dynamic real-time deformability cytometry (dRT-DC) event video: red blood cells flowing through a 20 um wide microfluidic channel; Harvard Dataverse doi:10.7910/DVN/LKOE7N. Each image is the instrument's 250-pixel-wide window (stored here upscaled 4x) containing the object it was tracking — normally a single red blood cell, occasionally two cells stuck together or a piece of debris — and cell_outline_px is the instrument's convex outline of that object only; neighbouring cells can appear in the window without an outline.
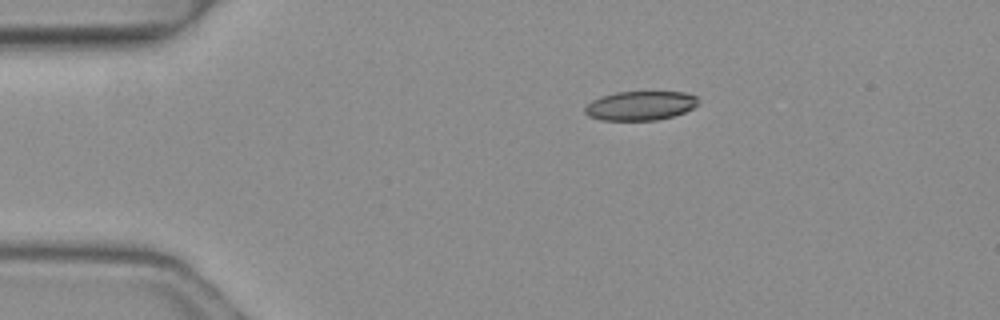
{"species": "common noctule bat (a hibernating species)", "species_latin": "Nyctalus noctula", "temperature_condition": "warm", "stored_images_in_passage": 4, "camera_frame_rate_fps": 3000, "um_per_image_px": 0.085, "animal": {"sex": "female", "body_mass_g": 19.3, "forearm_length_mm": 54.1}, "frame": {"image": 1, "passage_image": 1, "time_ms": 0.0, "image_size_px": [1000, 320], "cell_outline_px": [[696, 104], [692, 108], [684, 112], [672, 116], [656, 120], [600, 120], [588, 116], [584, 112], [584, 108], [592, 100], [600, 96], [616, 92], [684, 92], [696, 96]], "centroid_in_image_um": [54.37, 8.98], "position_along_channel_um": 30.6, "area_um2": 19.13}}
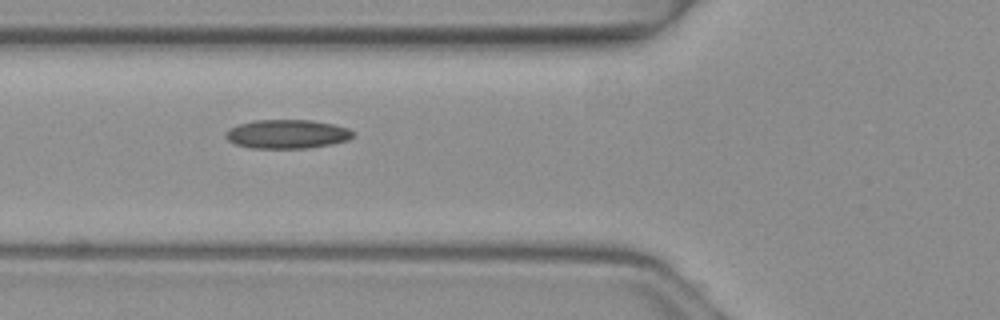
{"frame": {"image": 2, "passage_image": 3, "time_ms": 0.667, "image_size_px": [1000, 320], "cell_outline_px": [[352, 136], [348, 140], [308, 148], [252, 148], [236, 144], [228, 140], [224, 136], [224, 132], [228, 128], [236, 124], [252, 120], [312, 120], [332, 124], [348, 128], [352, 132]], "centroid_in_image_um": [24.32, 11.38], "position_along_channel_um": 101.5, "area_um2": 21.44}}
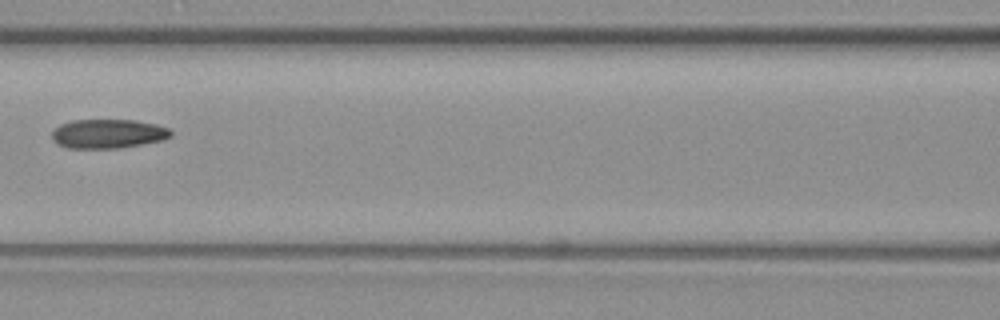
{"frame": {"image": 3, "passage_image": 4, "time_ms": 1.0, "image_size_px": [1000, 320], "cell_outline_px": [[172, 136], [164, 140], [120, 148], [68, 148], [52, 140], [52, 132], [60, 124], [72, 120], [136, 120], [156, 124], [168, 128], [172, 132]], "centroid_in_image_um": [9.21, 11.36], "position_along_channel_um": 157.4, "area_um2": 20.23}}